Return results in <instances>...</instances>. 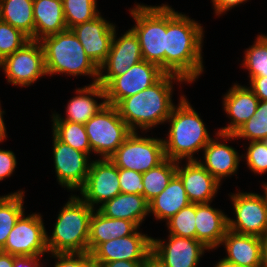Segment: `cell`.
Here are the masks:
<instances>
[{
	"instance_id": "6",
	"label": "cell",
	"mask_w": 267,
	"mask_h": 267,
	"mask_svg": "<svg viewBox=\"0 0 267 267\" xmlns=\"http://www.w3.org/2000/svg\"><path fill=\"white\" fill-rule=\"evenodd\" d=\"M129 16L134 25L143 60L156 64L166 73L167 2L161 5L134 3Z\"/></svg>"
},
{
	"instance_id": "28",
	"label": "cell",
	"mask_w": 267,
	"mask_h": 267,
	"mask_svg": "<svg viewBox=\"0 0 267 267\" xmlns=\"http://www.w3.org/2000/svg\"><path fill=\"white\" fill-rule=\"evenodd\" d=\"M35 40L67 30L62 0H33Z\"/></svg>"
},
{
	"instance_id": "5",
	"label": "cell",
	"mask_w": 267,
	"mask_h": 267,
	"mask_svg": "<svg viewBox=\"0 0 267 267\" xmlns=\"http://www.w3.org/2000/svg\"><path fill=\"white\" fill-rule=\"evenodd\" d=\"M94 209L77 194L70 193L61 206L47 234V250L50 253L88 252L90 219Z\"/></svg>"
},
{
	"instance_id": "2",
	"label": "cell",
	"mask_w": 267,
	"mask_h": 267,
	"mask_svg": "<svg viewBox=\"0 0 267 267\" xmlns=\"http://www.w3.org/2000/svg\"><path fill=\"white\" fill-rule=\"evenodd\" d=\"M173 84L181 88V84L188 83L179 76L165 74L151 87L122 99L115 106L132 132L147 133L166 123L176 105L173 102Z\"/></svg>"
},
{
	"instance_id": "50",
	"label": "cell",
	"mask_w": 267,
	"mask_h": 267,
	"mask_svg": "<svg viewBox=\"0 0 267 267\" xmlns=\"http://www.w3.org/2000/svg\"><path fill=\"white\" fill-rule=\"evenodd\" d=\"M213 267H235L234 265H232L231 263H228L226 261H224L222 258L219 259L218 261H216L215 264H213Z\"/></svg>"
},
{
	"instance_id": "15",
	"label": "cell",
	"mask_w": 267,
	"mask_h": 267,
	"mask_svg": "<svg viewBox=\"0 0 267 267\" xmlns=\"http://www.w3.org/2000/svg\"><path fill=\"white\" fill-rule=\"evenodd\" d=\"M215 137L203 148L200 158L197 161L219 182L223 179L237 177L242 155L237 149L228 145L229 141L237 140L234 134H225L216 131Z\"/></svg>"
},
{
	"instance_id": "38",
	"label": "cell",
	"mask_w": 267,
	"mask_h": 267,
	"mask_svg": "<svg viewBox=\"0 0 267 267\" xmlns=\"http://www.w3.org/2000/svg\"><path fill=\"white\" fill-rule=\"evenodd\" d=\"M247 147L245 154H241L242 161L247 165L251 172L256 176L259 174L264 175L267 173V146L263 140L259 141H250L248 144L245 142Z\"/></svg>"
},
{
	"instance_id": "1",
	"label": "cell",
	"mask_w": 267,
	"mask_h": 267,
	"mask_svg": "<svg viewBox=\"0 0 267 267\" xmlns=\"http://www.w3.org/2000/svg\"><path fill=\"white\" fill-rule=\"evenodd\" d=\"M204 28L167 3L166 74L179 76L191 85L204 73Z\"/></svg>"
},
{
	"instance_id": "3",
	"label": "cell",
	"mask_w": 267,
	"mask_h": 267,
	"mask_svg": "<svg viewBox=\"0 0 267 267\" xmlns=\"http://www.w3.org/2000/svg\"><path fill=\"white\" fill-rule=\"evenodd\" d=\"M179 95V102L166 120L167 135L163 137L164 152L167 159L174 161L197 160L195 155L213 138L201 114L192 107L186 95Z\"/></svg>"
},
{
	"instance_id": "45",
	"label": "cell",
	"mask_w": 267,
	"mask_h": 267,
	"mask_svg": "<svg viewBox=\"0 0 267 267\" xmlns=\"http://www.w3.org/2000/svg\"><path fill=\"white\" fill-rule=\"evenodd\" d=\"M144 261H112L107 263H102L98 267H142Z\"/></svg>"
},
{
	"instance_id": "8",
	"label": "cell",
	"mask_w": 267,
	"mask_h": 267,
	"mask_svg": "<svg viewBox=\"0 0 267 267\" xmlns=\"http://www.w3.org/2000/svg\"><path fill=\"white\" fill-rule=\"evenodd\" d=\"M142 134L132 132L109 157L118 168L145 173L166 159L163 138Z\"/></svg>"
},
{
	"instance_id": "42",
	"label": "cell",
	"mask_w": 267,
	"mask_h": 267,
	"mask_svg": "<svg viewBox=\"0 0 267 267\" xmlns=\"http://www.w3.org/2000/svg\"><path fill=\"white\" fill-rule=\"evenodd\" d=\"M249 0H211L212 8L214 9V14L217 18L225 15L227 12L233 8L239 7L241 4L247 3Z\"/></svg>"
},
{
	"instance_id": "9",
	"label": "cell",
	"mask_w": 267,
	"mask_h": 267,
	"mask_svg": "<svg viewBox=\"0 0 267 267\" xmlns=\"http://www.w3.org/2000/svg\"><path fill=\"white\" fill-rule=\"evenodd\" d=\"M7 83L29 87L47 76L44 52L40 41L30 40L22 48L0 62Z\"/></svg>"
},
{
	"instance_id": "27",
	"label": "cell",
	"mask_w": 267,
	"mask_h": 267,
	"mask_svg": "<svg viewBox=\"0 0 267 267\" xmlns=\"http://www.w3.org/2000/svg\"><path fill=\"white\" fill-rule=\"evenodd\" d=\"M191 202L181 179L175 175L167 187L149 202V216L157 221L166 222Z\"/></svg>"
},
{
	"instance_id": "4",
	"label": "cell",
	"mask_w": 267,
	"mask_h": 267,
	"mask_svg": "<svg viewBox=\"0 0 267 267\" xmlns=\"http://www.w3.org/2000/svg\"><path fill=\"white\" fill-rule=\"evenodd\" d=\"M40 43L47 76H87L92 78L90 84L98 83L99 67L85 54L84 47L71 29L43 37Z\"/></svg>"
},
{
	"instance_id": "10",
	"label": "cell",
	"mask_w": 267,
	"mask_h": 267,
	"mask_svg": "<svg viewBox=\"0 0 267 267\" xmlns=\"http://www.w3.org/2000/svg\"><path fill=\"white\" fill-rule=\"evenodd\" d=\"M228 194L233 218L228 217V229L239 233L263 237L267 233V206L261 193L244 192Z\"/></svg>"
},
{
	"instance_id": "48",
	"label": "cell",
	"mask_w": 267,
	"mask_h": 267,
	"mask_svg": "<svg viewBox=\"0 0 267 267\" xmlns=\"http://www.w3.org/2000/svg\"><path fill=\"white\" fill-rule=\"evenodd\" d=\"M15 255L0 250V267H13Z\"/></svg>"
},
{
	"instance_id": "13",
	"label": "cell",
	"mask_w": 267,
	"mask_h": 267,
	"mask_svg": "<svg viewBox=\"0 0 267 267\" xmlns=\"http://www.w3.org/2000/svg\"><path fill=\"white\" fill-rule=\"evenodd\" d=\"M94 159H92L85 184L77 192H79L78 196L90 207L98 209L121 191L118 167L109 158Z\"/></svg>"
},
{
	"instance_id": "40",
	"label": "cell",
	"mask_w": 267,
	"mask_h": 267,
	"mask_svg": "<svg viewBox=\"0 0 267 267\" xmlns=\"http://www.w3.org/2000/svg\"><path fill=\"white\" fill-rule=\"evenodd\" d=\"M118 172L121 193L143 196L144 187L142 173L123 168H118Z\"/></svg>"
},
{
	"instance_id": "36",
	"label": "cell",
	"mask_w": 267,
	"mask_h": 267,
	"mask_svg": "<svg viewBox=\"0 0 267 267\" xmlns=\"http://www.w3.org/2000/svg\"><path fill=\"white\" fill-rule=\"evenodd\" d=\"M196 203L183 207L177 214L165 222L168 234L196 239Z\"/></svg>"
},
{
	"instance_id": "25",
	"label": "cell",
	"mask_w": 267,
	"mask_h": 267,
	"mask_svg": "<svg viewBox=\"0 0 267 267\" xmlns=\"http://www.w3.org/2000/svg\"><path fill=\"white\" fill-rule=\"evenodd\" d=\"M139 228L135 222L126 219L109 218L98 209H94L90 219L88 252L91 253L101 243L130 236Z\"/></svg>"
},
{
	"instance_id": "14",
	"label": "cell",
	"mask_w": 267,
	"mask_h": 267,
	"mask_svg": "<svg viewBox=\"0 0 267 267\" xmlns=\"http://www.w3.org/2000/svg\"><path fill=\"white\" fill-rule=\"evenodd\" d=\"M142 60L139 39L134 31L130 28L119 36L116 28L108 56L99 67L98 83L105 87L114 77L125 74Z\"/></svg>"
},
{
	"instance_id": "19",
	"label": "cell",
	"mask_w": 267,
	"mask_h": 267,
	"mask_svg": "<svg viewBox=\"0 0 267 267\" xmlns=\"http://www.w3.org/2000/svg\"><path fill=\"white\" fill-rule=\"evenodd\" d=\"M116 23H111L100 14L95 19L80 23L71 28L84 47L85 54L98 66L106 60Z\"/></svg>"
},
{
	"instance_id": "35",
	"label": "cell",
	"mask_w": 267,
	"mask_h": 267,
	"mask_svg": "<svg viewBox=\"0 0 267 267\" xmlns=\"http://www.w3.org/2000/svg\"><path fill=\"white\" fill-rule=\"evenodd\" d=\"M237 140L246 142L267 138V101H259L254 116L249 118L235 133Z\"/></svg>"
},
{
	"instance_id": "39",
	"label": "cell",
	"mask_w": 267,
	"mask_h": 267,
	"mask_svg": "<svg viewBox=\"0 0 267 267\" xmlns=\"http://www.w3.org/2000/svg\"><path fill=\"white\" fill-rule=\"evenodd\" d=\"M49 256L55 260L54 267H97L89 252L50 253Z\"/></svg>"
},
{
	"instance_id": "47",
	"label": "cell",
	"mask_w": 267,
	"mask_h": 267,
	"mask_svg": "<svg viewBox=\"0 0 267 267\" xmlns=\"http://www.w3.org/2000/svg\"><path fill=\"white\" fill-rule=\"evenodd\" d=\"M5 109L2 110V104H1V101H0V144H3V142L7 140V136H8V132H7V128H6V123H5V119H4V116L5 115Z\"/></svg>"
},
{
	"instance_id": "23",
	"label": "cell",
	"mask_w": 267,
	"mask_h": 267,
	"mask_svg": "<svg viewBox=\"0 0 267 267\" xmlns=\"http://www.w3.org/2000/svg\"><path fill=\"white\" fill-rule=\"evenodd\" d=\"M221 246L226 253L222 259L235 267H262L261 237L239 234L228 229L219 247Z\"/></svg>"
},
{
	"instance_id": "12",
	"label": "cell",
	"mask_w": 267,
	"mask_h": 267,
	"mask_svg": "<svg viewBox=\"0 0 267 267\" xmlns=\"http://www.w3.org/2000/svg\"><path fill=\"white\" fill-rule=\"evenodd\" d=\"M52 156L55 178L67 192H76L85 184L91 165L88 154L72 148L52 134Z\"/></svg>"
},
{
	"instance_id": "52",
	"label": "cell",
	"mask_w": 267,
	"mask_h": 267,
	"mask_svg": "<svg viewBox=\"0 0 267 267\" xmlns=\"http://www.w3.org/2000/svg\"><path fill=\"white\" fill-rule=\"evenodd\" d=\"M263 141H264V143H265L266 146H267V138H265Z\"/></svg>"
},
{
	"instance_id": "43",
	"label": "cell",
	"mask_w": 267,
	"mask_h": 267,
	"mask_svg": "<svg viewBox=\"0 0 267 267\" xmlns=\"http://www.w3.org/2000/svg\"><path fill=\"white\" fill-rule=\"evenodd\" d=\"M248 83L247 86L254 92L259 101H267V77H254Z\"/></svg>"
},
{
	"instance_id": "29",
	"label": "cell",
	"mask_w": 267,
	"mask_h": 267,
	"mask_svg": "<svg viewBox=\"0 0 267 267\" xmlns=\"http://www.w3.org/2000/svg\"><path fill=\"white\" fill-rule=\"evenodd\" d=\"M0 19L35 40L33 0H0Z\"/></svg>"
},
{
	"instance_id": "31",
	"label": "cell",
	"mask_w": 267,
	"mask_h": 267,
	"mask_svg": "<svg viewBox=\"0 0 267 267\" xmlns=\"http://www.w3.org/2000/svg\"><path fill=\"white\" fill-rule=\"evenodd\" d=\"M177 161L165 159L157 167L142 173L143 196L150 202L158 196L176 175Z\"/></svg>"
},
{
	"instance_id": "26",
	"label": "cell",
	"mask_w": 267,
	"mask_h": 267,
	"mask_svg": "<svg viewBox=\"0 0 267 267\" xmlns=\"http://www.w3.org/2000/svg\"><path fill=\"white\" fill-rule=\"evenodd\" d=\"M98 210L106 217L126 219L140 227L149 217V202L142 195L120 193Z\"/></svg>"
},
{
	"instance_id": "22",
	"label": "cell",
	"mask_w": 267,
	"mask_h": 267,
	"mask_svg": "<svg viewBox=\"0 0 267 267\" xmlns=\"http://www.w3.org/2000/svg\"><path fill=\"white\" fill-rule=\"evenodd\" d=\"M259 99L246 85L234 83L225 94L222 95V107L229 121L218 132L234 134L246 121L249 120L257 109Z\"/></svg>"
},
{
	"instance_id": "16",
	"label": "cell",
	"mask_w": 267,
	"mask_h": 267,
	"mask_svg": "<svg viewBox=\"0 0 267 267\" xmlns=\"http://www.w3.org/2000/svg\"><path fill=\"white\" fill-rule=\"evenodd\" d=\"M165 74L156 64L142 60L104 87L106 103L116 106L122 99L151 87Z\"/></svg>"
},
{
	"instance_id": "46",
	"label": "cell",
	"mask_w": 267,
	"mask_h": 267,
	"mask_svg": "<svg viewBox=\"0 0 267 267\" xmlns=\"http://www.w3.org/2000/svg\"><path fill=\"white\" fill-rule=\"evenodd\" d=\"M142 267H167L165 263L152 251L146 256Z\"/></svg>"
},
{
	"instance_id": "18",
	"label": "cell",
	"mask_w": 267,
	"mask_h": 267,
	"mask_svg": "<svg viewBox=\"0 0 267 267\" xmlns=\"http://www.w3.org/2000/svg\"><path fill=\"white\" fill-rule=\"evenodd\" d=\"M140 229L130 236L99 244L91 252L97 267L102 263L119 260L144 261L152 251V237L142 233Z\"/></svg>"
},
{
	"instance_id": "49",
	"label": "cell",
	"mask_w": 267,
	"mask_h": 267,
	"mask_svg": "<svg viewBox=\"0 0 267 267\" xmlns=\"http://www.w3.org/2000/svg\"><path fill=\"white\" fill-rule=\"evenodd\" d=\"M262 253L261 263L262 267H267V233L261 238Z\"/></svg>"
},
{
	"instance_id": "32",
	"label": "cell",
	"mask_w": 267,
	"mask_h": 267,
	"mask_svg": "<svg viewBox=\"0 0 267 267\" xmlns=\"http://www.w3.org/2000/svg\"><path fill=\"white\" fill-rule=\"evenodd\" d=\"M252 45L243 52L244 56L240 64L248 71L249 80L254 77H267V33L257 34Z\"/></svg>"
},
{
	"instance_id": "51",
	"label": "cell",
	"mask_w": 267,
	"mask_h": 267,
	"mask_svg": "<svg viewBox=\"0 0 267 267\" xmlns=\"http://www.w3.org/2000/svg\"><path fill=\"white\" fill-rule=\"evenodd\" d=\"M262 184L260 185L262 187V196L264 197L265 199V202H266V206H267V182H261Z\"/></svg>"
},
{
	"instance_id": "44",
	"label": "cell",
	"mask_w": 267,
	"mask_h": 267,
	"mask_svg": "<svg viewBox=\"0 0 267 267\" xmlns=\"http://www.w3.org/2000/svg\"><path fill=\"white\" fill-rule=\"evenodd\" d=\"M48 261V258L44 260L40 256H16L13 267H47Z\"/></svg>"
},
{
	"instance_id": "7",
	"label": "cell",
	"mask_w": 267,
	"mask_h": 267,
	"mask_svg": "<svg viewBox=\"0 0 267 267\" xmlns=\"http://www.w3.org/2000/svg\"><path fill=\"white\" fill-rule=\"evenodd\" d=\"M91 151L109 158L132 133L114 105L106 104L85 124Z\"/></svg>"
},
{
	"instance_id": "41",
	"label": "cell",
	"mask_w": 267,
	"mask_h": 267,
	"mask_svg": "<svg viewBox=\"0 0 267 267\" xmlns=\"http://www.w3.org/2000/svg\"><path fill=\"white\" fill-rule=\"evenodd\" d=\"M17 157L14 151L0 147V181L11 177L17 168Z\"/></svg>"
},
{
	"instance_id": "34",
	"label": "cell",
	"mask_w": 267,
	"mask_h": 267,
	"mask_svg": "<svg viewBox=\"0 0 267 267\" xmlns=\"http://www.w3.org/2000/svg\"><path fill=\"white\" fill-rule=\"evenodd\" d=\"M67 29L77 24L91 21L102 12L97 0H62Z\"/></svg>"
},
{
	"instance_id": "33",
	"label": "cell",
	"mask_w": 267,
	"mask_h": 267,
	"mask_svg": "<svg viewBox=\"0 0 267 267\" xmlns=\"http://www.w3.org/2000/svg\"><path fill=\"white\" fill-rule=\"evenodd\" d=\"M52 134L63 143L80 150L90 157L93 154L85 125L69 121H51Z\"/></svg>"
},
{
	"instance_id": "37",
	"label": "cell",
	"mask_w": 267,
	"mask_h": 267,
	"mask_svg": "<svg viewBox=\"0 0 267 267\" xmlns=\"http://www.w3.org/2000/svg\"><path fill=\"white\" fill-rule=\"evenodd\" d=\"M30 40L22 31L0 19V62Z\"/></svg>"
},
{
	"instance_id": "30",
	"label": "cell",
	"mask_w": 267,
	"mask_h": 267,
	"mask_svg": "<svg viewBox=\"0 0 267 267\" xmlns=\"http://www.w3.org/2000/svg\"><path fill=\"white\" fill-rule=\"evenodd\" d=\"M24 199L25 191L23 189L0 195V249L5 245L17 220L26 210Z\"/></svg>"
},
{
	"instance_id": "24",
	"label": "cell",
	"mask_w": 267,
	"mask_h": 267,
	"mask_svg": "<svg viewBox=\"0 0 267 267\" xmlns=\"http://www.w3.org/2000/svg\"><path fill=\"white\" fill-rule=\"evenodd\" d=\"M210 203L196 204V240L212 252L219 245L228 230V214Z\"/></svg>"
},
{
	"instance_id": "11",
	"label": "cell",
	"mask_w": 267,
	"mask_h": 267,
	"mask_svg": "<svg viewBox=\"0 0 267 267\" xmlns=\"http://www.w3.org/2000/svg\"><path fill=\"white\" fill-rule=\"evenodd\" d=\"M27 215V216H26ZM43 215L33 212H24L10 231L5 245L0 249L2 252L15 256H40L46 258L47 230ZM47 253V254H46Z\"/></svg>"
},
{
	"instance_id": "20",
	"label": "cell",
	"mask_w": 267,
	"mask_h": 267,
	"mask_svg": "<svg viewBox=\"0 0 267 267\" xmlns=\"http://www.w3.org/2000/svg\"><path fill=\"white\" fill-rule=\"evenodd\" d=\"M177 161L176 175L181 179L191 203L213 202L221 190L219 183L197 160Z\"/></svg>"
},
{
	"instance_id": "21",
	"label": "cell",
	"mask_w": 267,
	"mask_h": 267,
	"mask_svg": "<svg viewBox=\"0 0 267 267\" xmlns=\"http://www.w3.org/2000/svg\"><path fill=\"white\" fill-rule=\"evenodd\" d=\"M75 95L70 98L65 107V116L54 110L50 115L51 121H69L85 124L106 103L105 89L99 83L76 87ZM100 99L98 102L97 100Z\"/></svg>"
},
{
	"instance_id": "17",
	"label": "cell",
	"mask_w": 267,
	"mask_h": 267,
	"mask_svg": "<svg viewBox=\"0 0 267 267\" xmlns=\"http://www.w3.org/2000/svg\"><path fill=\"white\" fill-rule=\"evenodd\" d=\"M208 251L211 250L196 239L170 234L167 235V239L152 237V252L167 267H197Z\"/></svg>"
}]
</instances>
